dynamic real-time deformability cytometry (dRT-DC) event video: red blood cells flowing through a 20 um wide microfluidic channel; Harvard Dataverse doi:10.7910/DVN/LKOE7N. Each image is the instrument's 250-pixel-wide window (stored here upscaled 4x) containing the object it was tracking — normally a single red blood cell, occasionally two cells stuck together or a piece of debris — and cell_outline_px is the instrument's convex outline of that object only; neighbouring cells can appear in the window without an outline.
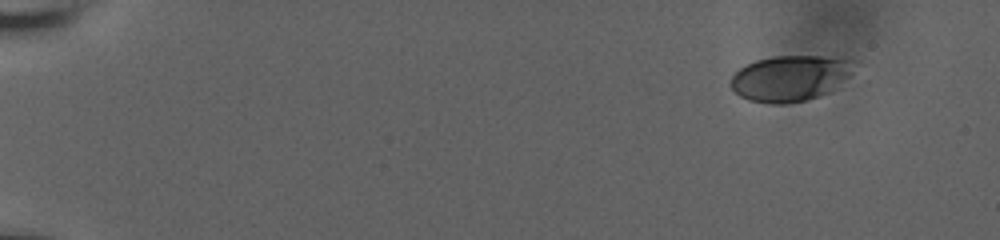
{"species": "human", "species_latin": "Homo sapiens", "temperature_condition": "room temperature", "stored_images_in_passage": 51, "camera_frame_rate_fps": 3000, "um_per_image_px": 0.085, "donor": {"sex": "male"}, "frame": {"image": 1, "passage_image": 1, "time_ms": 0.0, "image_size_px": [1000, 240], "cell_outline_px": [[860, 60], [848, 76], [828, 92], [820, 96], [808, 100], [784, 104], [772, 104], [748, 100], [740, 96], [728, 84], [732, 76], [740, 68], [756, 60], [772, 56], [820, 56]], "centroid_in_image_um": [67.17, 6.64], "position_along_channel_um": 17.8, "area_um2": 33.06}}
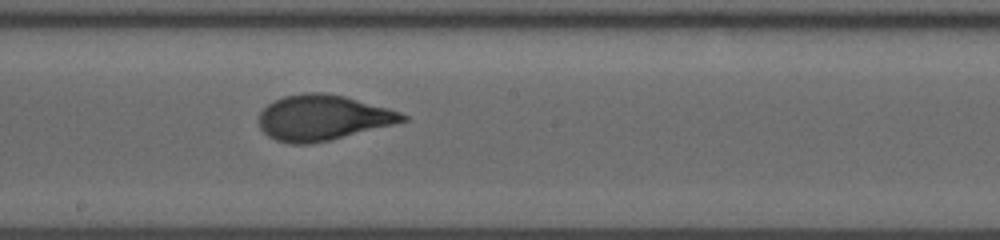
{"frame": {"image": 2, "passage_image": 26, "time_ms": 9.667, "image_size_px": [1000, 240], "cell_outline_px": [[408, 120], [328, 140], [308, 144], [292, 144], [276, 140], [268, 136], [260, 128], [260, 112], [268, 104], [284, 96], [304, 92], [324, 92], [344, 96], [388, 108], [400, 112], [408, 116]], "centroid_in_image_um": [27.41, 9.99], "position_along_channel_um": 220.8, "area_um2": 37.51}}
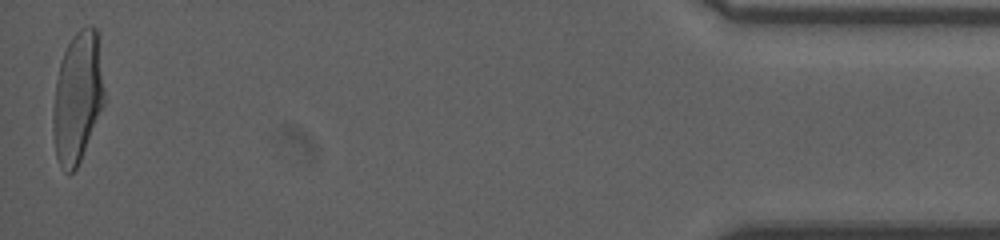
{"frame": {"image": 3, "passage_image": 51, "time_ms": 17.333, "image_size_px": [1000, 240], "cell_outline_px": [[104, 104], [80, 160], [76, 168], [68, 176], [64, 172], [56, 156], [52, 132], [52, 108], [56, 80], [60, 60], [72, 36], [80, 28], [96, 28], [104, 92]], "centroid_in_image_um": [6.55, 8.33], "position_along_channel_um": 428.7, "area_um2": 38.78}, "authors_computed_cell_mechanics": {"area_um2": 37.281, "velocity_mm_per_s": 3.7774, "shape_relaxation_time_tau1_ms": 4.4328, "shape_relaxation_time_tau2_ms": null, "deformation_change_tau1": 0.1974, "deformation_change_tau2": null}}